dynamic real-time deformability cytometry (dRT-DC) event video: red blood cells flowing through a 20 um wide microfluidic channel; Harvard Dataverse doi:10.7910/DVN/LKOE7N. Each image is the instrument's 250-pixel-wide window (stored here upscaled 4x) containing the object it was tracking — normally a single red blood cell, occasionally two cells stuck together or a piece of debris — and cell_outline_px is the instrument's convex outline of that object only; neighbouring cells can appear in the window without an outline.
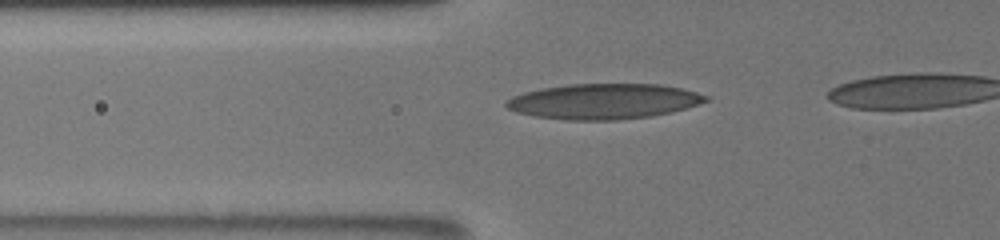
{"species": "human", "species_latin": "Homo sapiens", "temperature_condition": "room temperature", "stored_images_in_passage": 6, "segment_of_instrument_passage": [1, 2], "camera_frame_rate_fps": 3000, "um_per_image_px": 0.085, "donor": {"sex": "male"}, "frame": {"image": 1, "passage_image": 4, "time_ms": 1.333, "image_size_px": [1000, 240], "cell_outline_px": [[712, 100], [684, 108], [652, 116], [616, 120], [568, 120], [536, 116], [516, 112], [508, 108], [504, 104], [512, 96], [524, 92], [540, 88], [568, 84], [660, 84], [680, 88], [696, 92], [708, 96]], "centroid_in_image_um": [51.31, 8.61], "position_along_channel_um": 74.5, "area_um2": 41.04}}